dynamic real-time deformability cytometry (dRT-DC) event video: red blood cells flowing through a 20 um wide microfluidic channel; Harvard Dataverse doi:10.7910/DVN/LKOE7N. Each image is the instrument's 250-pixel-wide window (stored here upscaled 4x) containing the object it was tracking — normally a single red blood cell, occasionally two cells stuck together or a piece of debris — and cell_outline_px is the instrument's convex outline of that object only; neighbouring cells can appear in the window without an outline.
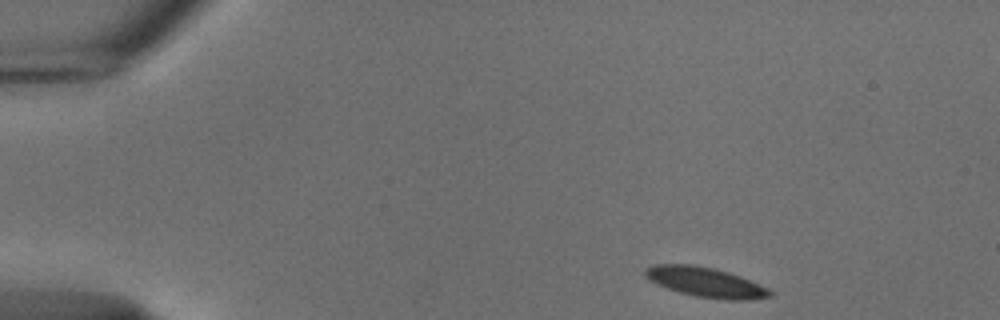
{"species": "common noctule bat (a hibernating species)", "species_latin": "Nyctalus noctula", "temperature_condition": "cold", "stored_images_in_passage": 47, "camera_frame_rate_fps": 3000, "um_per_image_px": 0.085, "animal": {"sex": "male", "body_mass_g": 18.8}, "frame": {"image": 1, "passage_image": 1, "time_ms": 0.0, "image_size_px": [1000, 320], "cell_outline_px": [[772, 296], [748, 300], [728, 300], [696, 296], [680, 292], [656, 284], [648, 280], [644, 276], [644, 268], [656, 264], [692, 264], [712, 268], [728, 272], [740, 276], [768, 288], [772, 292]], "centroid_in_image_um": [59.94, 23.98], "position_along_channel_um": 25.1, "area_um2": 21.62}}
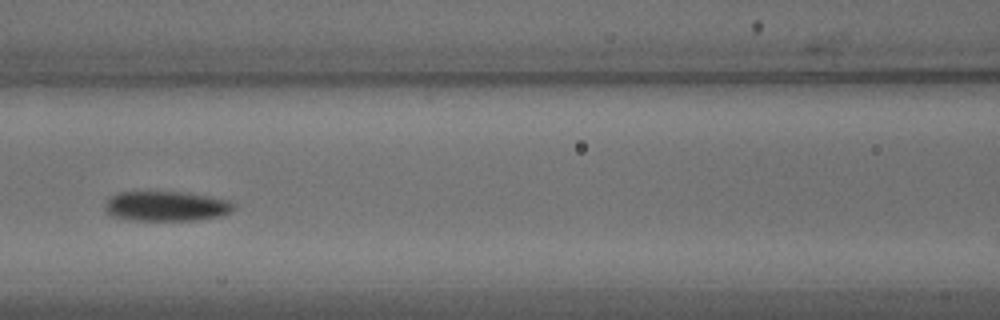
{"frame": {"image": 2, "passage_image": 18, "time_ms": 5.667, "image_size_px": [1000, 320], "cell_outline_px": [[236, 204], [232, 212], [220, 216], [196, 220], [132, 220], [112, 216], [104, 208], [104, 204], [116, 192], [188, 192], [232, 200]], "centroid_in_image_um": [14.19, 17.51], "position_along_channel_um": 152.4, "area_um2": 22.66}}
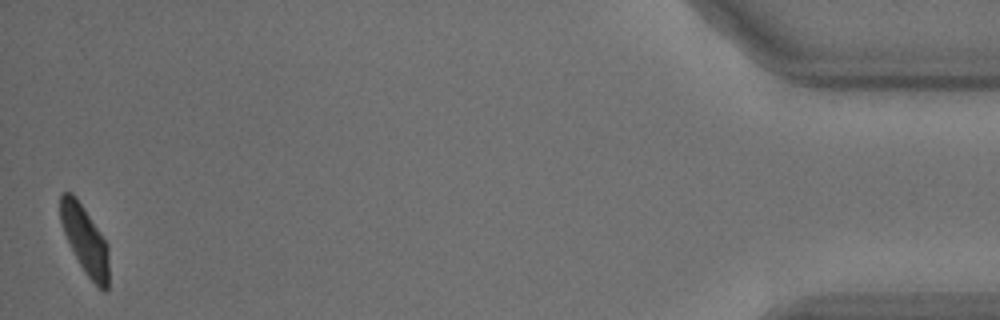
{"frame": {"image": 3, "passage_image": 47, "time_ms": 15.333, "image_size_px": [1000, 320], "cell_outline_px": [[108, 292], [104, 292], [84, 272], [64, 232], [60, 220], [60, 196], [64, 192], [72, 192], [76, 196], [108, 244]], "centroid_in_image_um": [7.23, 20.38], "position_along_channel_um": 428.0, "area_um2": 18.96}, "authors_computed_cell_mechanics": {"area_um2": 22.0796, "velocity_mm_per_s": 3.712, "shape_relaxation_time_tau1_ms": 4.4571, "shape_relaxation_time_tau2_ms": null, "deformation_change_tau1": 0.1159, "deformation_change_tau2": null}}